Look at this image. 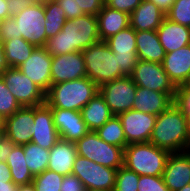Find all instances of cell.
<instances>
[{"label":"cell","mask_w":190,"mask_h":191,"mask_svg":"<svg viewBox=\"0 0 190 191\" xmlns=\"http://www.w3.org/2000/svg\"><path fill=\"white\" fill-rule=\"evenodd\" d=\"M187 127H188V135H189V150H190V117H187Z\"/></svg>","instance_id":"52"},{"label":"cell","mask_w":190,"mask_h":191,"mask_svg":"<svg viewBox=\"0 0 190 191\" xmlns=\"http://www.w3.org/2000/svg\"><path fill=\"white\" fill-rule=\"evenodd\" d=\"M17 23V38H23L36 47H44L46 37V18L44 2L37 0L31 6L26 7L18 15L14 16Z\"/></svg>","instance_id":"7"},{"label":"cell","mask_w":190,"mask_h":191,"mask_svg":"<svg viewBox=\"0 0 190 191\" xmlns=\"http://www.w3.org/2000/svg\"><path fill=\"white\" fill-rule=\"evenodd\" d=\"M51 110L60 139L76 143L89 132L80 111L60 108H51Z\"/></svg>","instance_id":"18"},{"label":"cell","mask_w":190,"mask_h":191,"mask_svg":"<svg viewBox=\"0 0 190 191\" xmlns=\"http://www.w3.org/2000/svg\"><path fill=\"white\" fill-rule=\"evenodd\" d=\"M137 191H169L163 176L141 175L137 184Z\"/></svg>","instance_id":"37"},{"label":"cell","mask_w":190,"mask_h":191,"mask_svg":"<svg viewBox=\"0 0 190 191\" xmlns=\"http://www.w3.org/2000/svg\"><path fill=\"white\" fill-rule=\"evenodd\" d=\"M3 20H4V19L0 18V29H1V27H2Z\"/></svg>","instance_id":"58"},{"label":"cell","mask_w":190,"mask_h":191,"mask_svg":"<svg viewBox=\"0 0 190 191\" xmlns=\"http://www.w3.org/2000/svg\"><path fill=\"white\" fill-rule=\"evenodd\" d=\"M0 181H13L9 166L3 161H0Z\"/></svg>","instance_id":"47"},{"label":"cell","mask_w":190,"mask_h":191,"mask_svg":"<svg viewBox=\"0 0 190 191\" xmlns=\"http://www.w3.org/2000/svg\"><path fill=\"white\" fill-rule=\"evenodd\" d=\"M98 93L99 87L86 76L51 85L46 103L51 108L80 111Z\"/></svg>","instance_id":"3"},{"label":"cell","mask_w":190,"mask_h":191,"mask_svg":"<svg viewBox=\"0 0 190 191\" xmlns=\"http://www.w3.org/2000/svg\"><path fill=\"white\" fill-rule=\"evenodd\" d=\"M1 78L21 106H39L46 102V93L18 68L8 67Z\"/></svg>","instance_id":"9"},{"label":"cell","mask_w":190,"mask_h":191,"mask_svg":"<svg viewBox=\"0 0 190 191\" xmlns=\"http://www.w3.org/2000/svg\"><path fill=\"white\" fill-rule=\"evenodd\" d=\"M96 16L100 41H105L130 26L129 14L109 8L105 4Z\"/></svg>","instance_id":"25"},{"label":"cell","mask_w":190,"mask_h":191,"mask_svg":"<svg viewBox=\"0 0 190 191\" xmlns=\"http://www.w3.org/2000/svg\"><path fill=\"white\" fill-rule=\"evenodd\" d=\"M185 115L190 117V89L184 85L176 86L173 102Z\"/></svg>","instance_id":"38"},{"label":"cell","mask_w":190,"mask_h":191,"mask_svg":"<svg viewBox=\"0 0 190 191\" xmlns=\"http://www.w3.org/2000/svg\"><path fill=\"white\" fill-rule=\"evenodd\" d=\"M76 156L77 149L75 143L60 139L49 150L48 170L63 176L72 174Z\"/></svg>","instance_id":"23"},{"label":"cell","mask_w":190,"mask_h":191,"mask_svg":"<svg viewBox=\"0 0 190 191\" xmlns=\"http://www.w3.org/2000/svg\"><path fill=\"white\" fill-rule=\"evenodd\" d=\"M99 137L112 145L124 149L128 144L124 135V130L118 116L114 115L103 126L95 131Z\"/></svg>","instance_id":"32"},{"label":"cell","mask_w":190,"mask_h":191,"mask_svg":"<svg viewBox=\"0 0 190 191\" xmlns=\"http://www.w3.org/2000/svg\"><path fill=\"white\" fill-rule=\"evenodd\" d=\"M184 86L190 89V76L187 81L184 83Z\"/></svg>","instance_id":"55"},{"label":"cell","mask_w":190,"mask_h":191,"mask_svg":"<svg viewBox=\"0 0 190 191\" xmlns=\"http://www.w3.org/2000/svg\"><path fill=\"white\" fill-rule=\"evenodd\" d=\"M9 166L12 180L15 185H26L33 181L34 176L30 172L24 154V145H14L6 160Z\"/></svg>","instance_id":"28"},{"label":"cell","mask_w":190,"mask_h":191,"mask_svg":"<svg viewBox=\"0 0 190 191\" xmlns=\"http://www.w3.org/2000/svg\"><path fill=\"white\" fill-rule=\"evenodd\" d=\"M42 1L44 2L46 18L45 32L46 37L49 39L57 35L62 30V27L66 23L67 19L64 11L55 0Z\"/></svg>","instance_id":"31"},{"label":"cell","mask_w":190,"mask_h":191,"mask_svg":"<svg viewBox=\"0 0 190 191\" xmlns=\"http://www.w3.org/2000/svg\"><path fill=\"white\" fill-rule=\"evenodd\" d=\"M178 191H190V184L189 185H185L182 189H180Z\"/></svg>","instance_id":"53"},{"label":"cell","mask_w":190,"mask_h":191,"mask_svg":"<svg viewBox=\"0 0 190 191\" xmlns=\"http://www.w3.org/2000/svg\"><path fill=\"white\" fill-rule=\"evenodd\" d=\"M141 2L142 0H105V5L130 15Z\"/></svg>","instance_id":"40"},{"label":"cell","mask_w":190,"mask_h":191,"mask_svg":"<svg viewBox=\"0 0 190 191\" xmlns=\"http://www.w3.org/2000/svg\"><path fill=\"white\" fill-rule=\"evenodd\" d=\"M17 185L13 181H0V191H16Z\"/></svg>","instance_id":"49"},{"label":"cell","mask_w":190,"mask_h":191,"mask_svg":"<svg viewBox=\"0 0 190 191\" xmlns=\"http://www.w3.org/2000/svg\"><path fill=\"white\" fill-rule=\"evenodd\" d=\"M153 2L164 14H166L176 0H147Z\"/></svg>","instance_id":"46"},{"label":"cell","mask_w":190,"mask_h":191,"mask_svg":"<svg viewBox=\"0 0 190 191\" xmlns=\"http://www.w3.org/2000/svg\"><path fill=\"white\" fill-rule=\"evenodd\" d=\"M166 18L190 28V0H176Z\"/></svg>","instance_id":"36"},{"label":"cell","mask_w":190,"mask_h":191,"mask_svg":"<svg viewBox=\"0 0 190 191\" xmlns=\"http://www.w3.org/2000/svg\"><path fill=\"white\" fill-rule=\"evenodd\" d=\"M117 169L97 164L77 155L72 174L78 177L86 189L114 191Z\"/></svg>","instance_id":"8"},{"label":"cell","mask_w":190,"mask_h":191,"mask_svg":"<svg viewBox=\"0 0 190 191\" xmlns=\"http://www.w3.org/2000/svg\"><path fill=\"white\" fill-rule=\"evenodd\" d=\"M77 3V17L84 14L97 15L103 5L105 0H76Z\"/></svg>","instance_id":"39"},{"label":"cell","mask_w":190,"mask_h":191,"mask_svg":"<svg viewBox=\"0 0 190 191\" xmlns=\"http://www.w3.org/2000/svg\"><path fill=\"white\" fill-rule=\"evenodd\" d=\"M170 152L150 142L132 143L124 148V166L139 176H163Z\"/></svg>","instance_id":"4"},{"label":"cell","mask_w":190,"mask_h":191,"mask_svg":"<svg viewBox=\"0 0 190 191\" xmlns=\"http://www.w3.org/2000/svg\"><path fill=\"white\" fill-rule=\"evenodd\" d=\"M108 47L117 57L118 69L130 76L138 62L136 49V31L129 26L105 40Z\"/></svg>","instance_id":"12"},{"label":"cell","mask_w":190,"mask_h":191,"mask_svg":"<svg viewBox=\"0 0 190 191\" xmlns=\"http://www.w3.org/2000/svg\"><path fill=\"white\" fill-rule=\"evenodd\" d=\"M137 86L130 76H124L99 86V93L114 115L132 110Z\"/></svg>","instance_id":"10"},{"label":"cell","mask_w":190,"mask_h":191,"mask_svg":"<svg viewBox=\"0 0 190 191\" xmlns=\"http://www.w3.org/2000/svg\"><path fill=\"white\" fill-rule=\"evenodd\" d=\"M37 0H7L10 17L18 15L26 7L31 6Z\"/></svg>","instance_id":"43"},{"label":"cell","mask_w":190,"mask_h":191,"mask_svg":"<svg viewBox=\"0 0 190 191\" xmlns=\"http://www.w3.org/2000/svg\"><path fill=\"white\" fill-rule=\"evenodd\" d=\"M156 31L165 53L177 51L190 44V28L166 17Z\"/></svg>","instance_id":"22"},{"label":"cell","mask_w":190,"mask_h":191,"mask_svg":"<svg viewBox=\"0 0 190 191\" xmlns=\"http://www.w3.org/2000/svg\"><path fill=\"white\" fill-rule=\"evenodd\" d=\"M34 121V106H22L4 119L3 134L15 145H26L32 140L30 133Z\"/></svg>","instance_id":"17"},{"label":"cell","mask_w":190,"mask_h":191,"mask_svg":"<svg viewBox=\"0 0 190 191\" xmlns=\"http://www.w3.org/2000/svg\"><path fill=\"white\" fill-rule=\"evenodd\" d=\"M63 175L45 170L41 174L35 175L32 184L36 191H60Z\"/></svg>","instance_id":"33"},{"label":"cell","mask_w":190,"mask_h":191,"mask_svg":"<svg viewBox=\"0 0 190 191\" xmlns=\"http://www.w3.org/2000/svg\"><path fill=\"white\" fill-rule=\"evenodd\" d=\"M16 26L17 23L14 17H8L7 19L3 20V24L0 29L1 43L17 38Z\"/></svg>","instance_id":"41"},{"label":"cell","mask_w":190,"mask_h":191,"mask_svg":"<svg viewBox=\"0 0 190 191\" xmlns=\"http://www.w3.org/2000/svg\"><path fill=\"white\" fill-rule=\"evenodd\" d=\"M149 142L170 153L189 150L187 117L174 103L157 116Z\"/></svg>","instance_id":"2"},{"label":"cell","mask_w":190,"mask_h":191,"mask_svg":"<svg viewBox=\"0 0 190 191\" xmlns=\"http://www.w3.org/2000/svg\"><path fill=\"white\" fill-rule=\"evenodd\" d=\"M15 144L4 134L0 137V161L6 162Z\"/></svg>","instance_id":"45"},{"label":"cell","mask_w":190,"mask_h":191,"mask_svg":"<svg viewBox=\"0 0 190 191\" xmlns=\"http://www.w3.org/2000/svg\"><path fill=\"white\" fill-rule=\"evenodd\" d=\"M25 162L33 176L48 169L49 150L32 142L24 145Z\"/></svg>","instance_id":"30"},{"label":"cell","mask_w":190,"mask_h":191,"mask_svg":"<svg viewBox=\"0 0 190 191\" xmlns=\"http://www.w3.org/2000/svg\"><path fill=\"white\" fill-rule=\"evenodd\" d=\"M130 77L138 87L166 94L176 93V86L160 63L138 60Z\"/></svg>","instance_id":"11"},{"label":"cell","mask_w":190,"mask_h":191,"mask_svg":"<svg viewBox=\"0 0 190 191\" xmlns=\"http://www.w3.org/2000/svg\"><path fill=\"white\" fill-rule=\"evenodd\" d=\"M0 54H5L3 44L1 43V37H0Z\"/></svg>","instance_id":"54"},{"label":"cell","mask_w":190,"mask_h":191,"mask_svg":"<svg viewBox=\"0 0 190 191\" xmlns=\"http://www.w3.org/2000/svg\"><path fill=\"white\" fill-rule=\"evenodd\" d=\"M51 62L44 47H36L31 56L18 69L31 81L47 93L51 87Z\"/></svg>","instance_id":"15"},{"label":"cell","mask_w":190,"mask_h":191,"mask_svg":"<svg viewBox=\"0 0 190 191\" xmlns=\"http://www.w3.org/2000/svg\"><path fill=\"white\" fill-rule=\"evenodd\" d=\"M87 77L98 87L102 84L124 77L118 69L116 55L105 41H98L82 51Z\"/></svg>","instance_id":"5"},{"label":"cell","mask_w":190,"mask_h":191,"mask_svg":"<svg viewBox=\"0 0 190 191\" xmlns=\"http://www.w3.org/2000/svg\"><path fill=\"white\" fill-rule=\"evenodd\" d=\"M162 65L175 86L184 85L190 76V44L166 53Z\"/></svg>","instance_id":"21"},{"label":"cell","mask_w":190,"mask_h":191,"mask_svg":"<svg viewBox=\"0 0 190 191\" xmlns=\"http://www.w3.org/2000/svg\"><path fill=\"white\" fill-rule=\"evenodd\" d=\"M86 76L85 62L81 51L52 56L51 85Z\"/></svg>","instance_id":"16"},{"label":"cell","mask_w":190,"mask_h":191,"mask_svg":"<svg viewBox=\"0 0 190 191\" xmlns=\"http://www.w3.org/2000/svg\"><path fill=\"white\" fill-rule=\"evenodd\" d=\"M163 179L169 191H178L190 184V150L170 153L165 164Z\"/></svg>","instance_id":"19"},{"label":"cell","mask_w":190,"mask_h":191,"mask_svg":"<svg viewBox=\"0 0 190 191\" xmlns=\"http://www.w3.org/2000/svg\"><path fill=\"white\" fill-rule=\"evenodd\" d=\"M85 186L81 180L73 174L63 177L60 191H85Z\"/></svg>","instance_id":"42"},{"label":"cell","mask_w":190,"mask_h":191,"mask_svg":"<svg viewBox=\"0 0 190 191\" xmlns=\"http://www.w3.org/2000/svg\"><path fill=\"white\" fill-rule=\"evenodd\" d=\"M16 191H36L32 183L17 186Z\"/></svg>","instance_id":"51"},{"label":"cell","mask_w":190,"mask_h":191,"mask_svg":"<svg viewBox=\"0 0 190 191\" xmlns=\"http://www.w3.org/2000/svg\"><path fill=\"white\" fill-rule=\"evenodd\" d=\"M3 135V123H0V137Z\"/></svg>","instance_id":"56"},{"label":"cell","mask_w":190,"mask_h":191,"mask_svg":"<svg viewBox=\"0 0 190 191\" xmlns=\"http://www.w3.org/2000/svg\"><path fill=\"white\" fill-rule=\"evenodd\" d=\"M166 17L153 2L142 0L130 14V26L135 31H156Z\"/></svg>","instance_id":"24"},{"label":"cell","mask_w":190,"mask_h":191,"mask_svg":"<svg viewBox=\"0 0 190 191\" xmlns=\"http://www.w3.org/2000/svg\"><path fill=\"white\" fill-rule=\"evenodd\" d=\"M100 41L96 15L84 14L67 20L62 30L45 43L44 48L51 56L65 55L86 48Z\"/></svg>","instance_id":"1"},{"label":"cell","mask_w":190,"mask_h":191,"mask_svg":"<svg viewBox=\"0 0 190 191\" xmlns=\"http://www.w3.org/2000/svg\"><path fill=\"white\" fill-rule=\"evenodd\" d=\"M85 191H104V190H97V189H85Z\"/></svg>","instance_id":"57"},{"label":"cell","mask_w":190,"mask_h":191,"mask_svg":"<svg viewBox=\"0 0 190 191\" xmlns=\"http://www.w3.org/2000/svg\"><path fill=\"white\" fill-rule=\"evenodd\" d=\"M121 121L127 144L150 141L157 116L138 110H129L117 115Z\"/></svg>","instance_id":"13"},{"label":"cell","mask_w":190,"mask_h":191,"mask_svg":"<svg viewBox=\"0 0 190 191\" xmlns=\"http://www.w3.org/2000/svg\"><path fill=\"white\" fill-rule=\"evenodd\" d=\"M30 133L31 142L47 150H50L60 140V135L54 125L51 107L46 102L34 106V121Z\"/></svg>","instance_id":"14"},{"label":"cell","mask_w":190,"mask_h":191,"mask_svg":"<svg viewBox=\"0 0 190 191\" xmlns=\"http://www.w3.org/2000/svg\"><path fill=\"white\" fill-rule=\"evenodd\" d=\"M7 68L8 66L5 60V54H0V78Z\"/></svg>","instance_id":"50"},{"label":"cell","mask_w":190,"mask_h":191,"mask_svg":"<svg viewBox=\"0 0 190 191\" xmlns=\"http://www.w3.org/2000/svg\"><path fill=\"white\" fill-rule=\"evenodd\" d=\"M10 17L9 11H8V3L7 0H0V18L7 19Z\"/></svg>","instance_id":"48"},{"label":"cell","mask_w":190,"mask_h":191,"mask_svg":"<svg viewBox=\"0 0 190 191\" xmlns=\"http://www.w3.org/2000/svg\"><path fill=\"white\" fill-rule=\"evenodd\" d=\"M80 112L89 131H97L114 116L100 93L96 94Z\"/></svg>","instance_id":"27"},{"label":"cell","mask_w":190,"mask_h":191,"mask_svg":"<svg viewBox=\"0 0 190 191\" xmlns=\"http://www.w3.org/2000/svg\"><path fill=\"white\" fill-rule=\"evenodd\" d=\"M22 106L6 87L5 82L0 78V116L5 119L12 116Z\"/></svg>","instance_id":"35"},{"label":"cell","mask_w":190,"mask_h":191,"mask_svg":"<svg viewBox=\"0 0 190 191\" xmlns=\"http://www.w3.org/2000/svg\"><path fill=\"white\" fill-rule=\"evenodd\" d=\"M3 48L5 52V60L8 67L18 68L32 54L35 45L29 43L23 38H15L13 40L4 41Z\"/></svg>","instance_id":"29"},{"label":"cell","mask_w":190,"mask_h":191,"mask_svg":"<svg viewBox=\"0 0 190 191\" xmlns=\"http://www.w3.org/2000/svg\"><path fill=\"white\" fill-rule=\"evenodd\" d=\"M136 44L139 60L162 64L166 53L157 31H136Z\"/></svg>","instance_id":"26"},{"label":"cell","mask_w":190,"mask_h":191,"mask_svg":"<svg viewBox=\"0 0 190 191\" xmlns=\"http://www.w3.org/2000/svg\"><path fill=\"white\" fill-rule=\"evenodd\" d=\"M174 96L137 86L132 109L158 116L173 104Z\"/></svg>","instance_id":"20"},{"label":"cell","mask_w":190,"mask_h":191,"mask_svg":"<svg viewBox=\"0 0 190 191\" xmlns=\"http://www.w3.org/2000/svg\"><path fill=\"white\" fill-rule=\"evenodd\" d=\"M138 181L139 175L136 172L122 166L116 173L114 191H137Z\"/></svg>","instance_id":"34"},{"label":"cell","mask_w":190,"mask_h":191,"mask_svg":"<svg viewBox=\"0 0 190 191\" xmlns=\"http://www.w3.org/2000/svg\"><path fill=\"white\" fill-rule=\"evenodd\" d=\"M4 119L0 116V123H3Z\"/></svg>","instance_id":"59"},{"label":"cell","mask_w":190,"mask_h":191,"mask_svg":"<svg viewBox=\"0 0 190 191\" xmlns=\"http://www.w3.org/2000/svg\"><path fill=\"white\" fill-rule=\"evenodd\" d=\"M66 15L67 20L77 18V3L76 0H55Z\"/></svg>","instance_id":"44"},{"label":"cell","mask_w":190,"mask_h":191,"mask_svg":"<svg viewBox=\"0 0 190 191\" xmlns=\"http://www.w3.org/2000/svg\"><path fill=\"white\" fill-rule=\"evenodd\" d=\"M77 155L108 168L124 166V149L103 141L95 131H89L76 143Z\"/></svg>","instance_id":"6"}]
</instances>
